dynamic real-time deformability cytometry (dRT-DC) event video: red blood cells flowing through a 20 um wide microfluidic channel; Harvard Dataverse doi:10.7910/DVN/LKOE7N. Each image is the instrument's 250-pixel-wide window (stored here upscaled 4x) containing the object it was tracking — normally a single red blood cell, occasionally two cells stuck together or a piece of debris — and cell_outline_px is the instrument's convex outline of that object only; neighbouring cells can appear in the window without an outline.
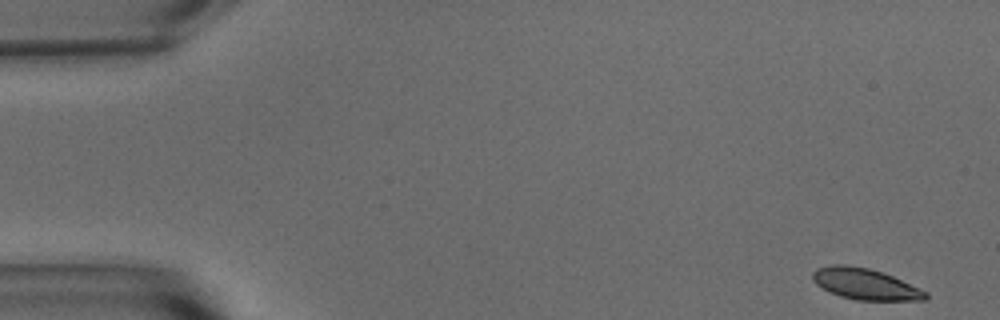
{"species": "common noctule bat (a hibernating species)", "species_latin": "Nyctalus noctula", "temperature_condition": "warm", "stored_images_in_passage": 53, "camera_frame_rate_fps": 3000, "um_per_image_px": 0.085, "animal": {"sex": "male", "body_mass_g": 15.6}, "frame": {"image": 1, "passage_image": 1, "time_ms": 0.0, "image_size_px": [1000, 320], "cell_outline_px": [[928, 300], [856, 300], [840, 296], [828, 292], [816, 284], [812, 280], [812, 272], [816, 268], [832, 264], [844, 264], [868, 268], [892, 276], [920, 288], [928, 292]], "centroid_in_image_um": [73.51, 24.14], "position_along_channel_um": 11.5, "area_um2": 20.58}}
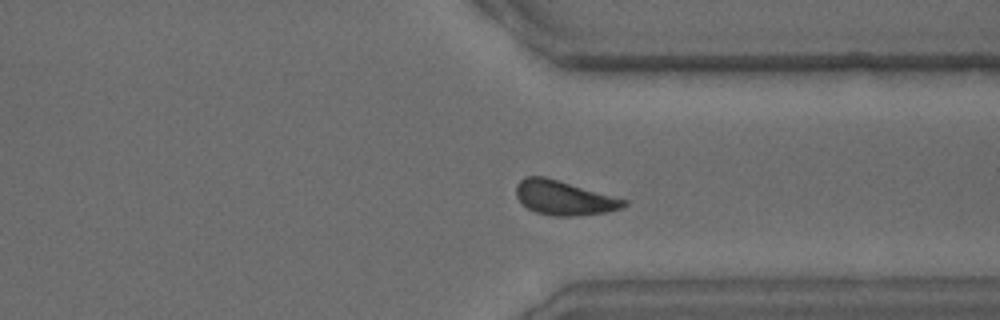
{"frame": {"image": 2, "passage_image": 40, "time_ms": 13.0, "image_size_px": [1000, 320], "cell_outline_px": [[628, 204], [624, 208], [608, 212], [576, 216], [556, 216], [536, 212], [528, 208], [516, 196], [516, 184], [524, 176], [544, 176], [628, 200]], "centroid_in_image_um": [47.97, 16.82], "position_along_channel_um": 363.4, "area_um2": 21.56}}
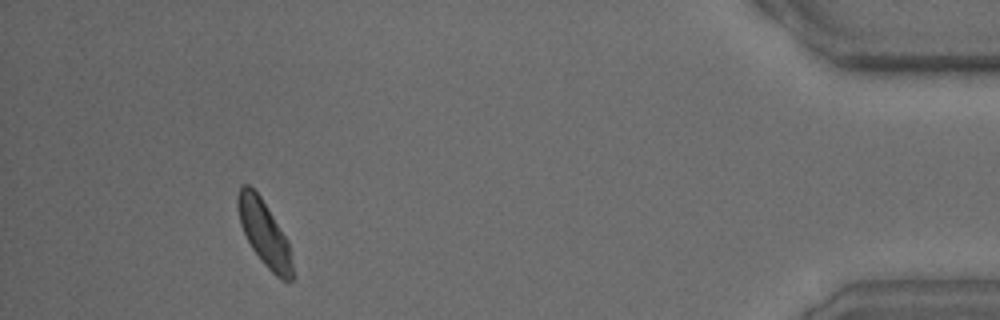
{"frame": {"image": 3, "passage_image": 49, "time_ms": 16.0, "image_size_px": [1000, 320], "cell_outline_px": [[296, 276], [292, 280], [280, 280], [264, 264], [252, 248], [240, 224], [236, 204], [236, 196], [240, 184], [248, 184], [260, 196], [288, 240]], "centroid_in_image_um": [22.48, 19.84], "position_along_channel_um": 412.7, "area_um2": 20.98}, "authors_computed_cell_mechanics": {"area_um2": 21.386, "velocity_mm_per_s": 3.6941, "shape_relaxation_time_tau1_ms": 3.1057, "shape_relaxation_time_tau2_ms": 5.5346, "deformation_change_tau1": 0.0955, "deformation_change_tau2": 0.0959}}